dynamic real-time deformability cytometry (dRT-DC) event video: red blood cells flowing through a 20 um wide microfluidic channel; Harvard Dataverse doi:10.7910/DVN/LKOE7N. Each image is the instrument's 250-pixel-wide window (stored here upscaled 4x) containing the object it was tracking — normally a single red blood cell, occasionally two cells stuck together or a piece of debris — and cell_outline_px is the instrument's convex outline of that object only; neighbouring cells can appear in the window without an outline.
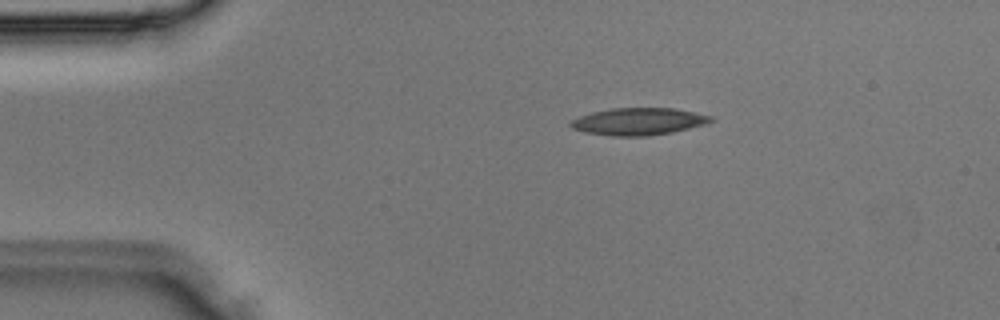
{"species": "Egyptian fruit bat (a non-hibernating species)", "species_latin": "Rousettus aegyptiacus", "temperature_condition": "room temperature", "stored_images_in_passage": 3, "camera_frame_rate_fps": 3000, "um_per_image_px": 0.085, "animal": {"sex": "male"}, "frame": {"image": 1, "passage_image": 2, "time_ms": 0.333, "image_size_px": [1000, 320], "cell_outline_px": [[716, 120], [704, 124], [672, 132], [648, 136], [612, 136], [584, 132], [572, 128], [568, 124], [572, 120], [580, 116], [592, 112], [612, 108], [676, 108], [712, 116]], "centroid_in_image_um": [54.27, 10.32], "position_along_channel_um": 30.7, "area_um2": 22.2}}